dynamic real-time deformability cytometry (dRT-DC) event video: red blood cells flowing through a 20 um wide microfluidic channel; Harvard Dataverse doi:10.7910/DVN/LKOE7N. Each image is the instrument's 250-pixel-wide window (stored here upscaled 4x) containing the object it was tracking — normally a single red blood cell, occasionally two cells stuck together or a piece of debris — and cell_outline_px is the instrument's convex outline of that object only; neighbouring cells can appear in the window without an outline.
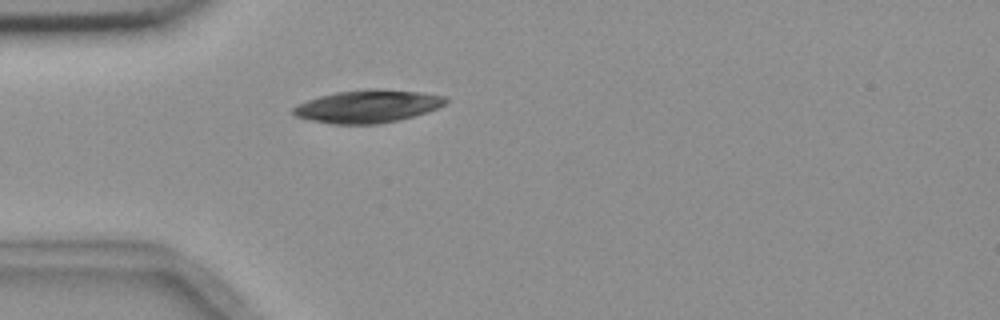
{"species": "common noctule bat (a hibernating species)", "species_latin": "Nyctalus noctula", "temperature_condition": "room temperature", "stored_images_in_passage": 1, "camera_frame_rate_fps": 3000, "um_per_image_px": 0.085, "animal": {"sex": "female", "body_mass_g": 18.4}, "frame": {"image": 1, "passage_image": 1, "time_ms": 0.0, "image_size_px": [1000, 320], "cell_outline_px": [[448, 100], [444, 104], [428, 112], [400, 120], [380, 124], [332, 124], [312, 120], [296, 116], [292, 112], [292, 108], [296, 104], [320, 96], [336, 92], [368, 88], [376, 88], [420, 92], [448, 96]], "centroid_in_image_um": [31.28, 9.03], "position_along_channel_um": 53.7, "area_um2": 29.3}}